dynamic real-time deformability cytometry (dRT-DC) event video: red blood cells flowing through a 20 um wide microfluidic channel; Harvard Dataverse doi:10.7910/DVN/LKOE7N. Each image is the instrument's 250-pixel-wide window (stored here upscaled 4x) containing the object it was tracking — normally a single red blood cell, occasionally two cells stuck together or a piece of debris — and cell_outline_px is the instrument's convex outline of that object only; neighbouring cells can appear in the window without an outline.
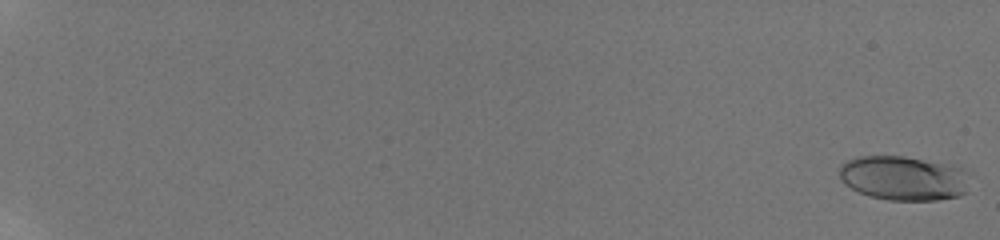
{"species": "human", "species_latin": "Homo sapiens", "temperature_condition": "room temperature", "stored_images_in_passage": 59, "camera_frame_rate_fps": 3000, "um_per_image_px": 0.085, "donor": {"sex": "male"}, "frame": {"image": 1, "passage_image": 1, "time_ms": 0.0, "image_size_px": [1000, 240], "cell_outline_px": [[968, 192], [960, 196], [936, 200], [888, 200], [872, 196], [860, 192], [844, 184], [840, 180], [840, 164], [848, 160], [860, 156], [904, 156], [960, 168]], "centroid_in_image_um": [76.71, 15.15], "position_along_channel_um": 8.3, "area_um2": 33.0}}
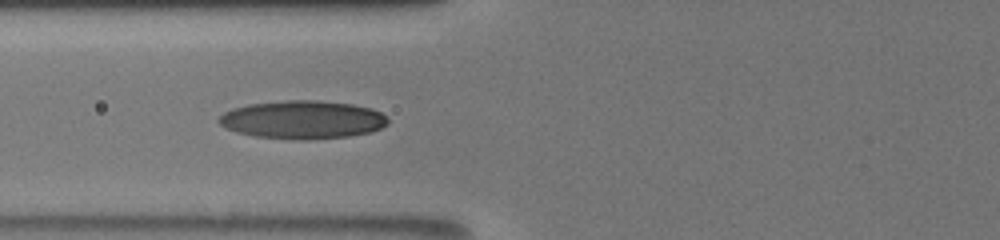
{"frame": {"image": 2, "passage_image": 28, "time_ms": 9.0, "image_size_px": [1000, 240], "cell_outline_px": [[388, 124], [380, 128], [368, 132], [348, 136], [308, 140], [300, 140], [256, 136], [236, 132], [224, 128], [216, 120], [224, 112], [232, 108], [248, 104], [288, 100], [316, 100], [352, 104], [372, 108], [388, 116]], "centroid_in_image_um": [25.7, 10.17], "position_along_channel_um": 100.1, "area_um2": 37.74}}
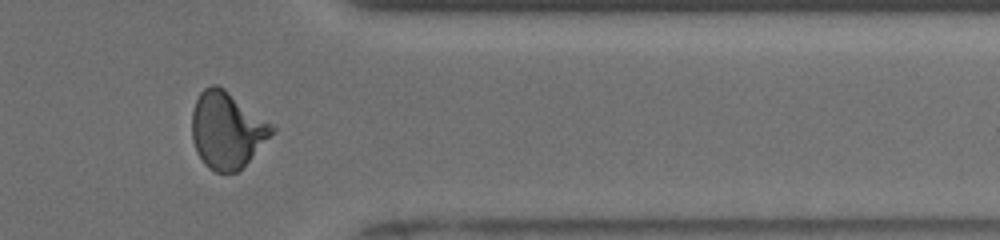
{"frame": {"image": 3, "passage_image": 51, "time_ms": 16.667, "image_size_px": [1000, 240], "cell_outline_px": [[276, 128], [248, 160], [236, 172], [216, 172], [208, 168], [204, 164], [196, 152], [192, 140], [192, 112], [196, 100], [200, 92], [204, 88], [212, 84], [216, 84], [224, 88], [272, 124]], "centroid_in_image_um": [19.24, 11.04], "position_along_channel_um": 392.2, "area_um2": 35.14}, "authors_computed_cell_mechanics": {"area_um2": 34.0442, "velocity_mm_per_s": 3.8621, "shape_relaxation_time_tau1_ms": 5.7697, "shape_relaxation_time_tau2_ms": 1.2328, "deformation_change_tau1": 0.2004, "deformation_change_tau2": 0.069}}